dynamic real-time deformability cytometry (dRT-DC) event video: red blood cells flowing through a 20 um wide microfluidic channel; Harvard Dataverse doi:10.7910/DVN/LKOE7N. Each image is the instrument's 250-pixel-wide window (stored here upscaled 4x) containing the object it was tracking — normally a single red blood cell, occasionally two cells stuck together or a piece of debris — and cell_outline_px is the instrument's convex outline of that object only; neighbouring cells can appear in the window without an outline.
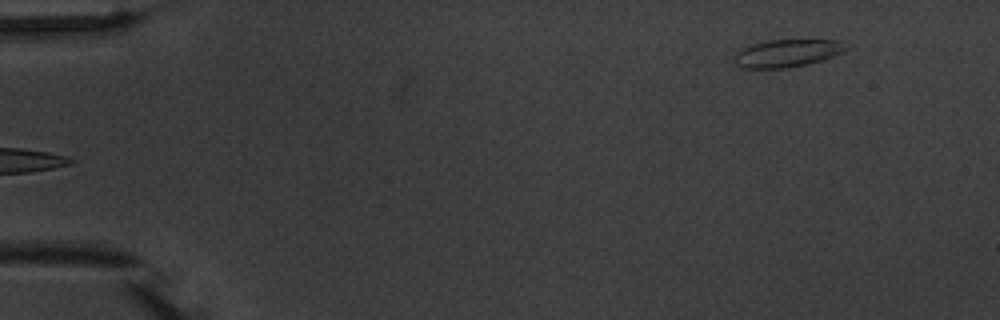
{"species": "common noctule bat (a hibernating species)", "species_latin": "Nyctalus noctula", "temperature_condition": "warm", "stored_images_in_passage": 6, "camera_frame_rate_fps": 3000, "um_per_image_px": 0.085, "animal": {"sex": "male", "body_mass_g": 20.1, "forearm_length_mm": 53.5}, "frame": {"image": 1, "passage_image": 6, "time_ms": 6.333, "image_size_px": [1000, 320], "cell_outline_px": [[848, 48], [844, 52], [824, 60], [808, 64], [784, 68], [744, 68], [736, 64], [736, 52], [752, 44], [768, 40], [844, 40]], "centroid_in_image_um": [66.99, 4.51], "position_along_channel_um": 18.0, "area_um2": 17.98}}